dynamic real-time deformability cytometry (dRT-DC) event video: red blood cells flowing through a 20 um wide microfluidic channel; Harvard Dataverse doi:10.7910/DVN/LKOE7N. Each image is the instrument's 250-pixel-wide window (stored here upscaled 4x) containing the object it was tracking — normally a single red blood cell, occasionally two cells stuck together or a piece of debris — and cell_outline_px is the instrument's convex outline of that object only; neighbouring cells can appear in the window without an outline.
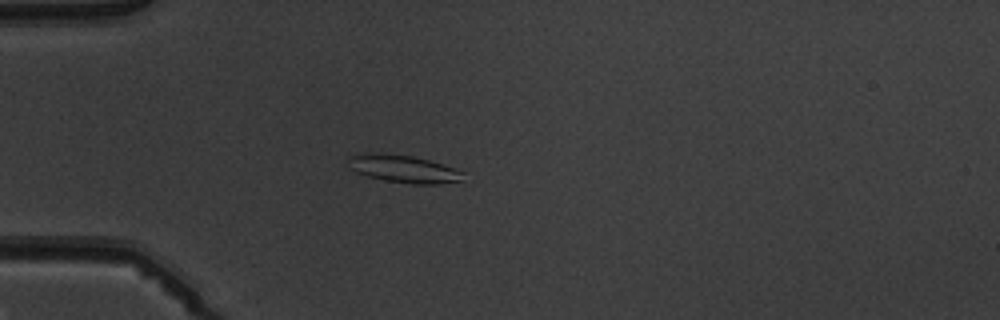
{"species": "common noctule bat (a hibernating species)", "species_latin": "Nyctalus noctula", "temperature_condition": "warm", "stored_images_in_passage": 5, "camera_frame_rate_fps": 3000, "um_per_image_px": 0.085, "animal": {"sex": "male", "body_mass_g": 19.5, "forearm_length_mm": 54.6}, "frame": {"image": 1, "passage_image": 5, "time_ms": 4.667, "image_size_px": [1000, 320], "cell_outline_px": [[464, 172], [460, 180], [440, 184], [412, 184], [384, 180], [368, 176], [356, 172], [344, 160], [348, 156], [384, 152], [412, 156], [428, 160]], "centroid_in_image_um": [34.24, 14.35], "position_along_channel_um": 50.8, "area_um2": 18.26}}